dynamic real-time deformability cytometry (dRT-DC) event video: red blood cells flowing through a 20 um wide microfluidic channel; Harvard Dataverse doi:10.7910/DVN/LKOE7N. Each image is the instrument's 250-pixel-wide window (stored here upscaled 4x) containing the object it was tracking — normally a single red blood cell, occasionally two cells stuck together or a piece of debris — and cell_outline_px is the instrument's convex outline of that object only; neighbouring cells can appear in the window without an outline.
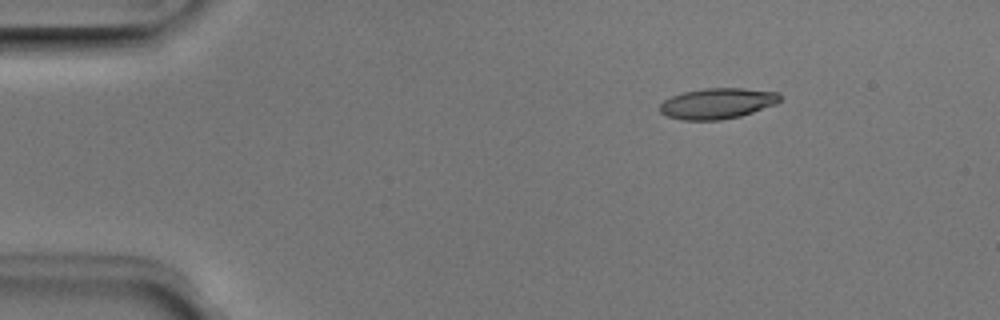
{"species": "Egyptian fruit bat (a non-hibernating species)", "species_latin": "Rousettus aegyptiacus", "temperature_condition": "room temperature", "stored_images_in_passage": 4, "camera_frame_rate_fps": 3000, "um_per_image_px": 0.085, "animal": {"sex": "male"}, "frame": {"image": 1, "passage_image": 3, "time_ms": 0.667, "image_size_px": [1000, 320], "cell_outline_px": [[780, 100], [776, 104], [740, 116], [720, 120], [680, 120], [668, 116], [660, 112], [660, 104], [664, 100], [672, 96], [684, 92], [704, 88], [740, 88], [776, 92], [780, 96]], "centroid_in_image_um": [60.95, 8.8], "position_along_channel_um": 24.1, "area_um2": 21.33}}